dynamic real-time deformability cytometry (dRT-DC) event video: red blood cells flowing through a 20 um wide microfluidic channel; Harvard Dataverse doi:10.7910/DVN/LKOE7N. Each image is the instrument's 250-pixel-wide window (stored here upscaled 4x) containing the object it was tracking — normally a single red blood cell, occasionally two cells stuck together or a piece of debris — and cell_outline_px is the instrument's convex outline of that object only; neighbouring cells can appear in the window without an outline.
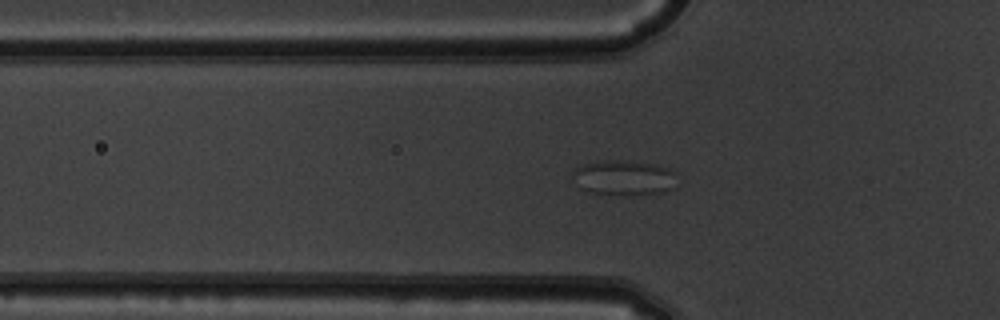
{"species": "common noctule bat (a hibernating species)", "species_latin": "Nyctalus noctula", "temperature_condition": "warm", "stored_images_in_passage": 54, "camera_frame_rate_fps": 3000, "um_per_image_px": 0.085, "animal": {"sex": "male", "body_mass_g": 19.5, "forearm_length_mm": 54.6}, "frame": {"image": 1, "passage_image": 18, "time_ms": 5.667, "image_size_px": [1000, 320], "cell_outline_px": [[676, 188], [660, 192], [588, 192], [580, 188], [572, 172], [576, 168], [584, 164], [608, 160], [624, 160], [656, 164], [672, 168], [676, 172]], "centroid_in_image_um": [53.11, 15.04], "position_along_channel_um": 72.7, "area_um2": 20.58}}
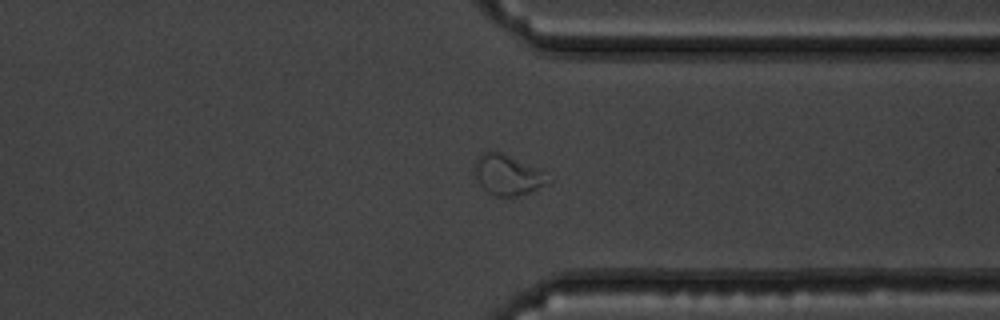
{"frame": {"image": 2, "passage_image": 41, "time_ms": 13.333, "image_size_px": [1000, 320], "cell_outline_px": [[552, 180], [528, 192], [516, 196], [496, 196], [488, 192], [480, 184], [472, 172], [472, 168], [476, 160], [484, 152], [500, 152], [536, 168]], "centroid_in_image_um": [43.07, 14.87], "position_along_channel_um": 368.3, "area_um2": 16.7}}
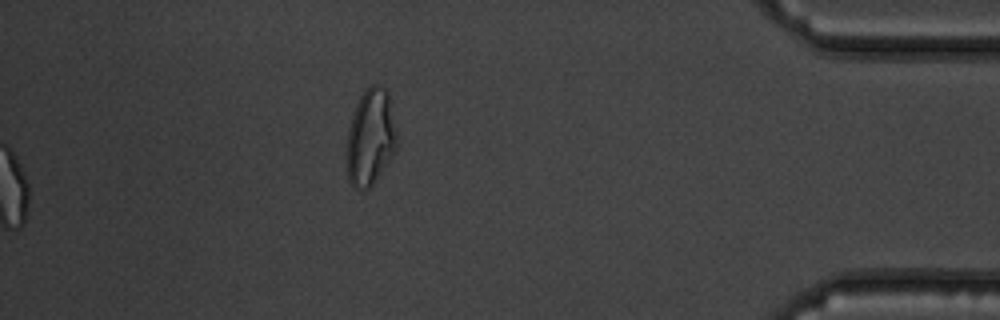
{"frame": {"image": 3, "passage_image": 54, "time_ms": 17.667, "image_size_px": [1000, 320], "cell_outline_px": [[400, 144], [396, 152], [372, 184], [364, 192], [356, 188], [348, 180], [344, 160], [344, 156], [348, 128], [356, 104], [364, 88], [368, 84], [380, 84], [388, 88]], "centroid_in_image_um": [31.5, 11.64], "position_along_channel_um": 403.7, "area_um2": 29.65}}